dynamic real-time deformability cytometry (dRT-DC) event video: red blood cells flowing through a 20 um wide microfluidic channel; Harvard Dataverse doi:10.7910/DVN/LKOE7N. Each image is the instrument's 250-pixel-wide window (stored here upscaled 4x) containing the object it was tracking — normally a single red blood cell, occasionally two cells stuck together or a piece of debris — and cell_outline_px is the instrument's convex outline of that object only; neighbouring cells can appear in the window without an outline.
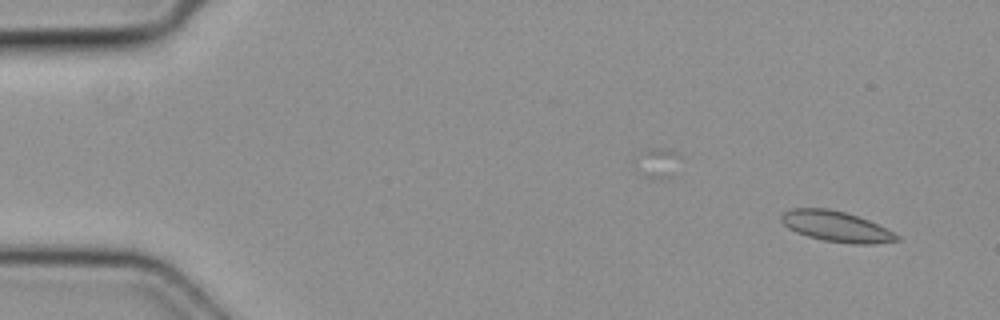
{"species": "common noctule bat (a hibernating species)", "species_latin": "Nyctalus noctula", "temperature_condition": "cold", "stored_images_in_passage": 6, "camera_frame_rate_fps": 3000, "um_per_image_px": 0.085, "animal": {"sex": "female", "body_mass_g": 19.3, "forearm_length_mm": 54.1}, "frame": {"image": 1, "passage_image": 1, "time_ms": 0.0, "image_size_px": [1000, 320], "cell_outline_px": [[900, 240], [872, 244], [852, 244], [824, 240], [808, 236], [796, 232], [788, 228], [780, 220], [780, 216], [784, 212], [792, 208], [828, 208], [844, 212], [868, 220], [900, 236]], "centroid_in_image_um": [71.05, 19.25], "position_along_channel_um": 14.0, "area_um2": 20.35}}
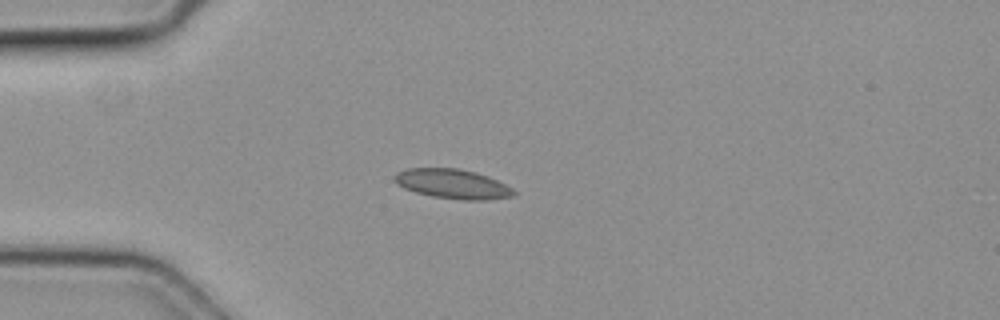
{"frame": {"image": 2, "passage_image": 4, "time_ms": 1.0, "image_size_px": [1000, 320], "cell_outline_px": [[516, 196], [488, 200], [464, 200], [432, 196], [416, 192], [404, 188], [396, 184], [392, 180], [392, 176], [396, 172], [404, 168], [460, 168], [476, 172], [488, 176], [512, 188], [516, 192]], "centroid_in_image_um": [38.44, 15.62], "position_along_channel_um": 46.6, "area_um2": 20.81}}